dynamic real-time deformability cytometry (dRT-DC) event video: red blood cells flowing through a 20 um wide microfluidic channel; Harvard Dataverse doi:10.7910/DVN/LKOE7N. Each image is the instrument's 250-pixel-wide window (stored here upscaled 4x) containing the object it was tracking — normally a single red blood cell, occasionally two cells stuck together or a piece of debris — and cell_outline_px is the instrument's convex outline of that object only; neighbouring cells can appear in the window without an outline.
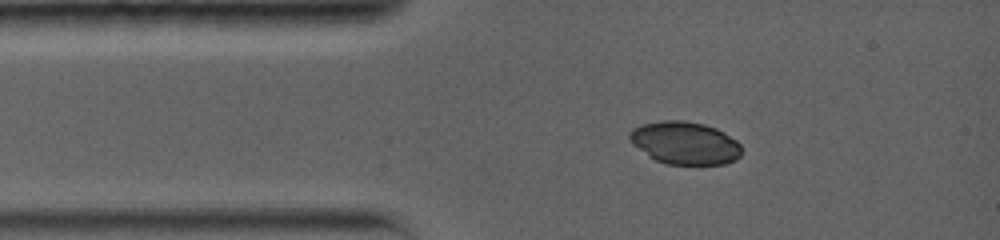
{"species": "common noctule bat (a hibernating species)", "species_latin": "Nyctalus noctula", "temperature_condition": "warm", "stored_images_in_passage": 54, "camera_frame_rate_fps": 5000, "um_per_image_px": 0.085, "animal": {"sex": "female", "body_mass_g": 19.0, "forearm_length_mm": 56.7}, "frame": {"image": 1, "passage_image": 1, "time_ms": 0.0, "image_size_px": [1000, 240], "cell_outline_px": [[740, 156], [736, 160], [724, 164], [668, 164], [656, 160], [648, 156], [632, 144], [628, 140], [628, 132], [632, 128], [640, 124], [660, 120], [684, 120], [704, 124], [716, 128], [724, 132], [736, 140], [740, 144]], "centroid_in_image_um": [58.17, 12.14], "position_along_channel_um": 26.8, "area_um2": 28.15}}
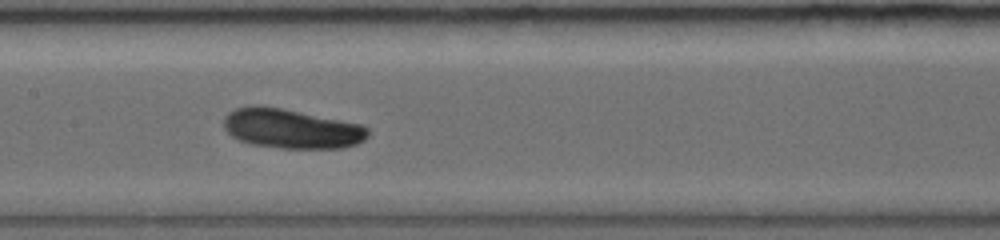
{"frame": {"image": 2, "passage_image": 21, "time_ms": 4.6, "image_size_px": [1000, 240], "cell_outline_px": [[368, 136], [364, 140], [356, 144], [344, 148], [280, 148], [252, 144], [240, 140], [232, 136], [224, 128], [224, 116], [228, 112], [236, 108], [252, 104], [256, 104], [280, 108], [360, 124], [368, 128]], "centroid_in_image_um": [24.74, 10.93], "position_along_channel_um": 182.7, "area_um2": 33.12}}
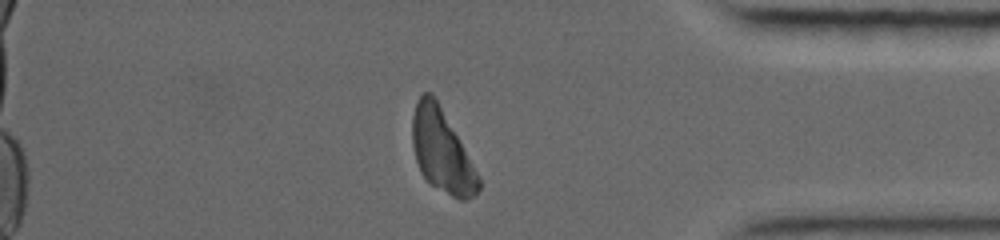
{"frame": {"image": 3, "passage_image": 54, "time_ms": 10.8, "image_size_px": [1000, 240], "cell_outline_px": [[480, 188], [472, 196], [464, 200], [460, 200], [452, 196], [432, 184], [420, 172], [416, 160], [412, 144], [412, 116], [416, 104], [420, 96], [424, 92], [432, 92], [480, 176]], "centroid_in_image_um": [37.54, 12.82], "position_along_channel_um": 397.7, "area_um2": 31.27}}